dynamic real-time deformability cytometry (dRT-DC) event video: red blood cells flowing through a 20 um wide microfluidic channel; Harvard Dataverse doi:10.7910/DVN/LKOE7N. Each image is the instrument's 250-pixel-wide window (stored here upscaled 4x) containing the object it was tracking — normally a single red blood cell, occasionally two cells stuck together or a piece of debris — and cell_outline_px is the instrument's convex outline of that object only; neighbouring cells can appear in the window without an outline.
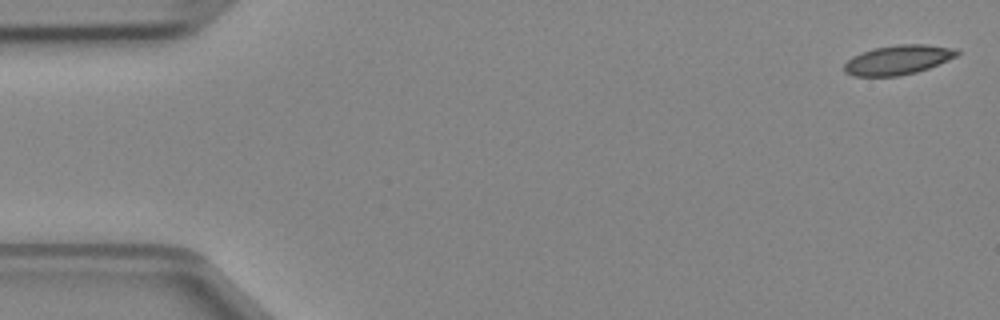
{"species": "Egyptian fruit bat (a non-hibernating species)", "species_latin": "Rousettus aegyptiacus", "temperature_condition": "cold", "stored_images_in_passage": 9, "camera_frame_rate_fps": 3000, "um_per_image_px": 0.085, "animal": {"sex": "female"}, "frame": {"image": 1, "passage_image": 1, "time_ms": 0.0, "image_size_px": [1000, 320], "cell_outline_px": [[960, 52], [956, 56], [948, 60], [928, 68], [916, 72], [900, 76], [852, 76], [844, 72], [844, 64], [852, 56], [872, 48], [896, 44], [924, 44], [956, 48]], "centroid_in_image_um": [76.31, 5.08], "position_along_channel_um": 8.7, "area_um2": 19.48}}